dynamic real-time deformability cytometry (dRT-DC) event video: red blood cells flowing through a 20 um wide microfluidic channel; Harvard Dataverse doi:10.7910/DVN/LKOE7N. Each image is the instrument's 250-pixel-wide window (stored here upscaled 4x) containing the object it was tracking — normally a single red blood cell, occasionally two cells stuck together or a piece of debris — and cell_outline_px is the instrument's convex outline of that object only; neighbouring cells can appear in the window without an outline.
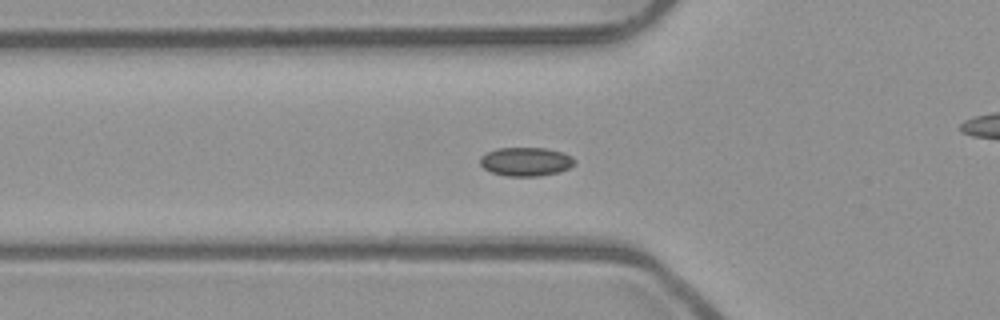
{"species": "common noctule bat (a hibernating species)", "species_latin": "Nyctalus noctula", "temperature_condition": "room temperature", "stored_images_in_passage": 47, "camera_frame_rate_fps": 3000, "um_per_image_px": 0.085, "animal": {"sex": "male", "body_mass_g": 23.1, "forearm_length_mm": 52.7}, "frame": {"image": 1, "passage_image": 12, "time_ms": 3.667, "image_size_px": [1000, 320], "cell_outline_px": [[576, 160], [568, 168], [560, 172], [540, 176], [508, 176], [492, 172], [484, 168], [480, 164], [480, 156], [496, 148], [544, 148], [564, 152], [572, 156]], "centroid_in_image_um": [44.71, 13.73], "position_along_channel_um": 81.1, "area_um2": 15.84}}
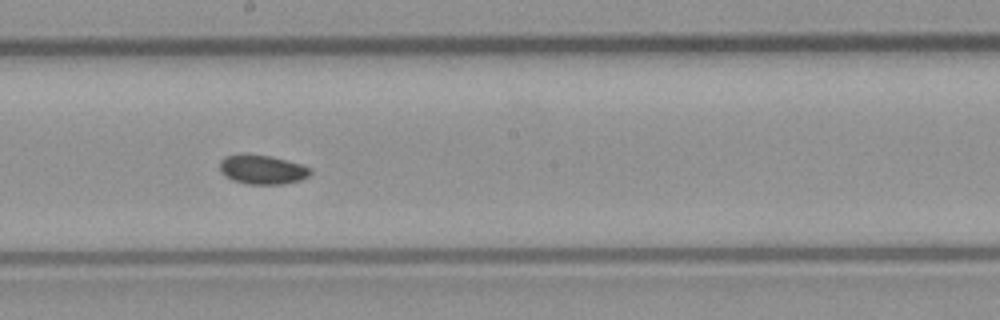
{"frame": {"image": 2, "passage_image": 23, "time_ms": 7.333, "image_size_px": [1000, 320], "cell_outline_px": [[312, 172], [308, 176], [300, 180], [284, 184], [248, 184], [232, 180], [220, 172], [220, 160], [224, 156], [244, 152], [272, 156], [300, 164], [312, 168]], "centroid_in_image_um": [22.27, 14.39], "position_along_channel_um": 225.9, "area_um2": 15.78}}
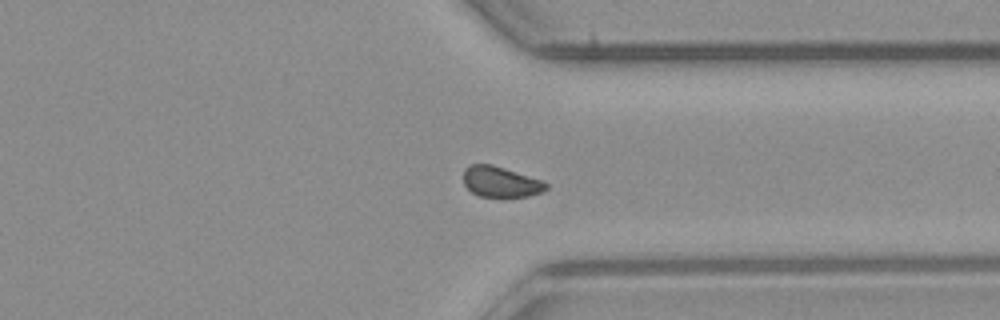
{"frame": {"image": 3, "passage_image": 34, "time_ms": 11.0, "image_size_px": [1000, 320], "cell_outline_px": [[548, 188], [544, 192], [528, 196], [480, 196], [472, 192], [464, 184], [464, 168], [468, 164], [492, 164], [544, 180], [548, 184]], "centroid_in_image_um": [42.59, 15.44], "position_along_channel_um": 368.8, "area_um2": 14.85}}